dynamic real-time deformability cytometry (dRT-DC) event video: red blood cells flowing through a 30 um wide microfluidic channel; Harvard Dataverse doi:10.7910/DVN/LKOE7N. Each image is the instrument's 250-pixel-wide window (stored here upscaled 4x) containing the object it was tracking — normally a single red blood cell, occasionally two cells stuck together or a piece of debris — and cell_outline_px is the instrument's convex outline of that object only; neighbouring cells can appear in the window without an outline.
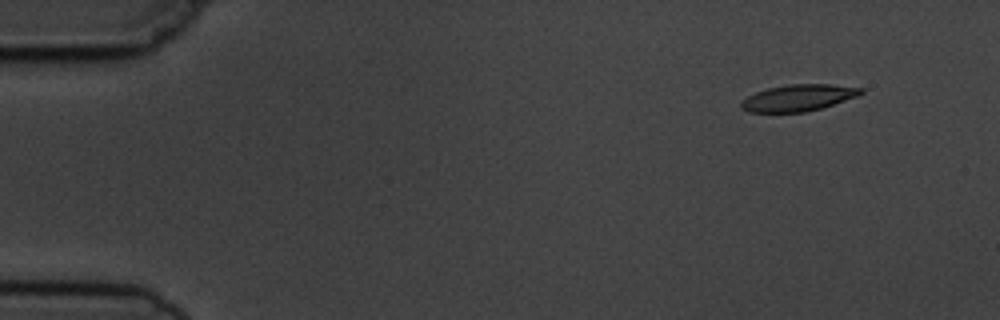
{"species": "common noctule bat (a hibernating species)", "species_latin": "Nyctalus noctula", "temperature_condition": "cold", "stored_images_in_passage": 4, "camera_frame_rate_fps": 3000, "um_per_image_px": 0.085, "animal": {"sex": "male", "body_mass_g": 19.5, "forearm_length_mm": 54.6}, "frame": {"image": 1, "passage_image": 1, "time_ms": 0.0, "image_size_px": [1000, 320], "cell_outline_px": [[864, 92], [856, 96], [820, 108], [804, 112], [748, 112], [740, 108], [740, 100], [756, 92], [768, 88], [788, 84], [832, 84], [864, 88]], "centroid_in_image_um": [67.81, 8.3], "position_along_channel_um": 17.2, "area_um2": 18.44}}
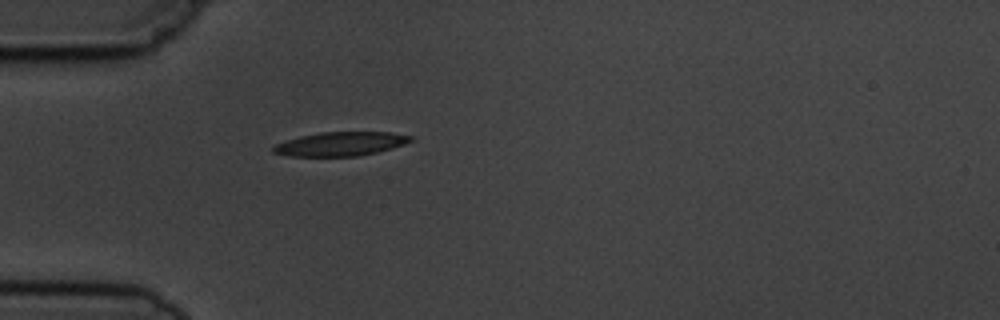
{"frame": {"image": 2, "passage_image": 4, "time_ms": 3.667, "image_size_px": [1000, 320], "cell_outline_px": [[412, 140], [404, 144], [392, 148], [376, 152], [356, 156], [288, 156], [272, 152], [272, 148], [276, 144], [300, 136], [320, 132], [392, 132], [412, 136]], "centroid_in_image_um": [28.94, 12.23], "position_along_channel_um": 56.1, "area_um2": 19.02}}